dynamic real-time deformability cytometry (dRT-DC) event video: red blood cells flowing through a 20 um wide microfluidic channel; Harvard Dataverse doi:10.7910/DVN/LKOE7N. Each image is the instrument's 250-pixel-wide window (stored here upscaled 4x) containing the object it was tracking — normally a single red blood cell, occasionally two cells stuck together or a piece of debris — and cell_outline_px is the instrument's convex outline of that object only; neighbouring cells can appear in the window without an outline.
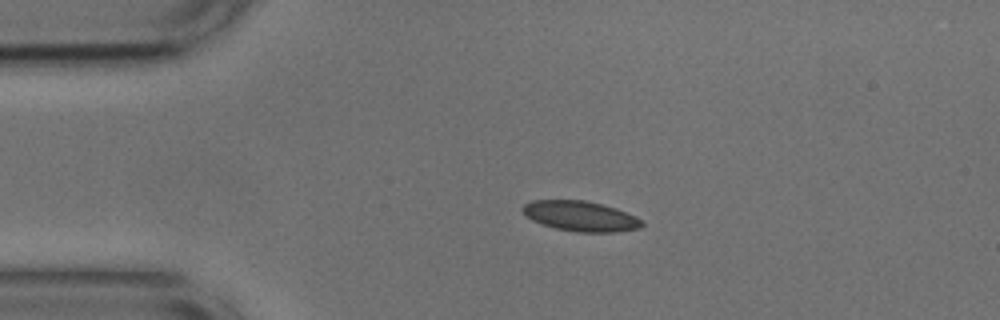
{"species": "common noctule bat (a hibernating species)", "species_latin": "Nyctalus noctula", "temperature_condition": "cold", "stored_images_in_passage": 23, "camera_frame_rate_fps": 3000, "um_per_image_px": 0.085, "animal": {"sex": "male", "body_mass_g": 17.9, "forearm_length_mm": 54.2}, "frame": {"image": 1, "passage_image": 10, "time_ms": 3.0, "image_size_px": [1000, 320], "cell_outline_px": [[644, 224], [640, 228], [616, 232], [576, 232], [556, 228], [532, 220], [524, 216], [520, 208], [524, 204], [532, 200], [584, 200], [616, 208], [636, 216]], "centroid_in_image_um": [49.31, 18.37], "position_along_channel_um": 35.7, "area_um2": 20.98}}